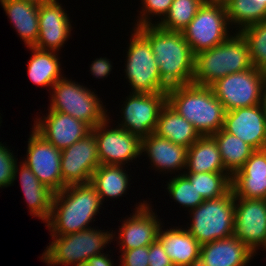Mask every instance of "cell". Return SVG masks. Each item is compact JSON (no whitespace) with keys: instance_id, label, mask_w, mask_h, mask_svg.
<instances>
[{"instance_id":"13","label":"cell","mask_w":266,"mask_h":266,"mask_svg":"<svg viewBox=\"0 0 266 266\" xmlns=\"http://www.w3.org/2000/svg\"><path fill=\"white\" fill-rule=\"evenodd\" d=\"M28 138L27 155L22 160L36 175L39 181L53 192L63 189L61 174V150L45 140L34 129Z\"/></svg>"},{"instance_id":"12","label":"cell","mask_w":266,"mask_h":266,"mask_svg":"<svg viewBox=\"0 0 266 266\" xmlns=\"http://www.w3.org/2000/svg\"><path fill=\"white\" fill-rule=\"evenodd\" d=\"M110 120L108 117L91 129L95 136L100 164L125 166L141 156V140L123 128L109 126Z\"/></svg>"},{"instance_id":"6","label":"cell","mask_w":266,"mask_h":266,"mask_svg":"<svg viewBox=\"0 0 266 266\" xmlns=\"http://www.w3.org/2000/svg\"><path fill=\"white\" fill-rule=\"evenodd\" d=\"M48 111H57L73 116L86 123L91 129L104 122L108 110L97 94L78 82L59 79L51 88Z\"/></svg>"},{"instance_id":"28","label":"cell","mask_w":266,"mask_h":266,"mask_svg":"<svg viewBox=\"0 0 266 266\" xmlns=\"http://www.w3.org/2000/svg\"><path fill=\"white\" fill-rule=\"evenodd\" d=\"M32 52L27 63V74L29 79L38 87L52 86L64 76L58 53L54 51L41 50L34 46L27 47Z\"/></svg>"},{"instance_id":"45","label":"cell","mask_w":266,"mask_h":266,"mask_svg":"<svg viewBox=\"0 0 266 266\" xmlns=\"http://www.w3.org/2000/svg\"><path fill=\"white\" fill-rule=\"evenodd\" d=\"M264 250H266V243L264 244V246L262 247Z\"/></svg>"},{"instance_id":"24","label":"cell","mask_w":266,"mask_h":266,"mask_svg":"<svg viewBox=\"0 0 266 266\" xmlns=\"http://www.w3.org/2000/svg\"><path fill=\"white\" fill-rule=\"evenodd\" d=\"M158 231L157 240L174 266H197L200 254L199 242L187 231V228L174 227Z\"/></svg>"},{"instance_id":"44","label":"cell","mask_w":266,"mask_h":266,"mask_svg":"<svg viewBox=\"0 0 266 266\" xmlns=\"http://www.w3.org/2000/svg\"><path fill=\"white\" fill-rule=\"evenodd\" d=\"M217 2H220V3H224L226 0H215Z\"/></svg>"},{"instance_id":"30","label":"cell","mask_w":266,"mask_h":266,"mask_svg":"<svg viewBox=\"0 0 266 266\" xmlns=\"http://www.w3.org/2000/svg\"><path fill=\"white\" fill-rule=\"evenodd\" d=\"M217 142L224 169L233 176L255 151L237 136L226 132L223 128L212 135Z\"/></svg>"},{"instance_id":"23","label":"cell","mask_w":266,"mask_h":266,"mask_svg":"<svg viewBox=\"0 0 266 266\" xmlns=\"http://www.w3.org/2000/svg\"><path fill=\"white\" fill-rule=\"evenodd\" d=\"M17 176L20 178V186L23 190L30 215L38 217L43 223H46L51 214L55 192L42 184L31 169L22 162L15 166L13 183Z\"/></svg>"},{"instance_id":"29","label":"cell","mask_w":266,"mask_h":266,"mask_svg":"<svg viewBox=\"0 0 266 266\" xmlns=\"http://www.w3.org/2000/svg\"><path fill=\"white\" fill-rule=\"evenodd\" d=\"M123 165H100L92 174L90 184L100 196L101 202L105 198H119L127 193L130 180Z\"/></svg>"},{"instance_id":"34","label":"cell","mask_w":266,"mask_h":266,"mask_svg":"<svg viewBox=\"0 0 266 266\" xmlns=\"http://www.w3.org/2000/svg\"><path fill=\"white\" fill-rule=\"evenodd\" d=\"M247 42L252 66L266 71V20L239 32Z\"/></svg>"},{"instance_id":"8","label":"cell","mask_w":266,"mask_h":266,"mask_svg":"<svg viewBox=\"0 0 266 266\" xmlns=\"http://www.w3.org/2000/svg\"><path fill=\"white\" fill-rule=\"evenodd\" d=\"M132 30L124 69L131 93L167 92L149 40L136 27Z\"/></svg>"},{"instance_id":"3","label":"cell","mask_w":266,"mask_h":266,"mask_svg":"<svg viewBox=\"0 0 266 266\" xmlns=\"http://www.w3.org/2000/svg\"><path fill=\"white\" fill-rule=\"evenodd\" d=\"M167 103L201 136H212L224 125L225 109L211 87L188 84L167 90Z\"/></svg>"},{"instance_id":"9","label":"cell","mask_w":266,"mask_h":266,"mask_svg":"<svg viewBox=\"0 0 266 266\" xmlns=\"http://www.w3.org/2000/svg\"><path fill=\"white\" fill-rule=\"evenodd\" d=\"M230 27L224 3L205 0L182 33L196 55L226 41Z\"/></svg>"},{"instance_id":"36","label":"cell","mask_w":266,"mask_h":266,"mask_svg":"<svg viewBox=\"0 0 266 266\" xmlns=\"http://www.w3.org/2000/svg\"><path fill=\"white\" fill-rule=\"evenodd\" d=\"M141 8L139 16L136 20L134 27H140L144 25H153V17L162 20L168 13L173 0H141ZM152 17V18H151Z\"/></svg>"},{"instance_id":"18","label":"cell","mask_w":266,"mask_h":266,"mask_svg":"<svg viewBox=\"0 0 266 266\" xmlns=\"http://www.w3.org/2000/svg\"><path fill=\"white\" fill-rule=\"evenodd\" d=\"M35 120L32 129L59 150L68 148L91 131L81 120L57 111H48L46 116L36 117Z\"/></svg>"},{"instance_id":"27","label":"cell","mask_w":266,"mask_h":266,"mask_svg":"<svg viewBox=\"0 0 266 266\" xmlns=\"http://www.w3.org/2000/svg\"><path fill=\"white\" fill-rule=\"evenodd\" d=\"M185 169L183 173L227 172L212 136H201L187 149Z\"/></svg>"},{"instance_id":"15","label":"cell","mask_w":266,"mask_h":266,"mask_svg":"<svg viewBox=\"0 0 266 266\" xmlns=\"http://www.w3.org/2000/svg\"><path fill=\"white\" fill-rule=\"evenodd\" d=\"M234 236L240 239L255 255L264 246L266 243V203L264 199L235 198Z\"/></svg>"},{"instance_id":"32","label":"cell","mask_w":266,"mask_h":266,"mask_svg":"<svg viewBox=\"0 0 266 266\" xmlns=\"http://www.w3.org/2000/svg\"><path fill=\"white\" fill-rule=\"evenodd\" d=\"M204 200L217 199L231 189V175L228 172L183 173Z\"/></svg>"},{"instance_id":"40","label":"cell","mask_w":266,"mask_h":266,"mask_svg":"<svg viewBox=\"0 0 266 266\" xmlns=\"http://www.w3.org/2000/svg\"><path fill=\"white\" fill-rule=\"evenodd\" d=\"M111 64L112 62L108 58H96L94 61H92L90 66V74L98 79L105 78L110 75V72L112 71Z\"/></svg>"},{"instance_id":"17","label":"cell","mask_w":266,"mask_h":266,"mask_svg":"<svg viewBox=\"0 0 266 266\" xmlns=\"http://www.w3.org/2000/svg\"><path fill=\"white\" fill-rule=\"evenodd\" d=\"M223 129L254 150L266 149V114L260 104L225 112Z\"/></svg>"},{"instance_id":"37","label":"cell","mask_w":266,"mask_h":266,"mask_svg":"<svg viewBox=\"0 0 266 266\" xmlns=\"http://www.w3.org/2000/svg\"><path fill=\"white\" fill-rule=\"evenodd\" d=\"M9 146L0 142V188L13 185L14 169L18 161ZM12 151V152H11Z\"/></svg>"},{"instance_id":"14","label":"cell","mask_w":266,"mask_h":266,"mask_svg":"<svg viewBox=\"0 0 266 266\" xmlns=\"http://www.w3.org/2000/svg\"><path fill=\"white\" fill-rule=\"evenodd\" d=\"M63 189L67 185L90 183L93 172L101 165L92 131L78 142L61 150Z\"/></svg>"},{"instance_id":"7","label":"cell","mask_w":266,"mask_h":266,"mask_svg":"<svg viewBox=\"0 0 266 266\" xmlns=\"http://www.w3.org/2000/svg\"><path fill=\"white\" fill-rule=\"evenodd\" d=\"M187 231L200 245L234 235L235 195L232 189L217 199L204 200L189 211Z\"/></svg>"},{"instance_id":"10","label":"cell","mask_w":266,"mask_h":266,"mask_svg":"<svg viewBox=\"0 0 266 266\" xmlns=\"http://www.w3.org/2000/svg\"><path fill=\"white\" fill-rule=\"evenodd\" d=\"M264 71L251 67L229 74L210 87L226 112L260 104Z\"/></svg>"},{"instance_id":"43","label":"cell","mask_w":266,"mask_h":266,"mask_svg":"<svg viewBox=\"0 0 266 266\" xmlns=\"http://www.w3.org/2000/svg\"><path fill=\"white\" fill-rule=\"evenodd\" d=\"M25 1L35 3L36 5H42V4L51 2L53 0H25Z\"/></svg>"},{"instance_id":"33","label":"cell","mask_w":266,"mask_h":266,"mask_svg":"<svg viewBox=\"0 0 266 266\" xmlns=\"http://www.w3.org/2000/svg\"><path fill=\"white\" fill-rule=\"evenodd\" d=\"M205 0H173L168 13L154 24L168 31L182 32Z\"/></svg>"},{"instance_id":"20","label":"cell","mask_w":266,"mask_h":266,"mask_svg":"<svg viewBox=\"0 0 266 266\" xmlns=\"http://www.w3.org/2000/svg\"><path fill=\"white\" fill-rule=\"evenodd\" d=\"M235 198L264 199L266 196V149L255 150L231 177Z\"/></svg>"},{"instance_id":"25","label":"cell","mask_w":266,"mask_h":266,"mask_svg":"<svg viewBox=\"0 0 266 266\" xmlns=\"http://www.w3.org/2000/svg\"><path fill=\"white\" fill-rule=\"evenodd\" d=\"M0 3L25 45L34 46L39 35V5L25 0H0Z\"/></svg>"},{"instance_id":"16","label":"cell","mask_w":266,"mask_h":266,"mask_svg":"<svg viewBox=\"0 0 266 266\" xmlns=\"http://www.w3.org/2000/svg\"><path fill=\"white\" fill-rule=\"evenodd\" d=\"M136 203L135 212L122 221L119 226L118 237L112 233V239H118L119 250H130L138 247L149 246L158 237V231L162 225L157 213L152 210V205L147 201Z\"/></svg>"},{"instance_id":"4","label":"cell","mask_w":266,"mask_h":266,"mask_svg":"<svg viewBox=\"0 0 266 266\" xmlns=\"http://www.w3.org/2000/svg\"><path fill=\"white\" fill-rule=\"evenodd\" d=\"M251 67L247 42L239 32H235L221 44L195 55L192 83L210 87L229 74Z\"/></svg>"},{"instance_id":"2","label":"cell","mask_w":266,"mask_h":266,"mask_svg":"<svg viewBox=\"0 0 266 266\" xmlns=\"http://www.w3.org/2000/svg\"><path fill=\"white\" fill-rule=\"evenodd\" d=\"M101 205L100 196L90 183L67 185L54 194L46 226L51 235L58 236L92 228L89 224L95 221Z\"/></svg>"},{"instance_id":"38","label":"cell","mask_w":266,"mask_h":266,"mask_svg":"<svg viewBox=\"0 0 266 266\" xmlns=\"http://www.w3.org/2000/svg\"><path fill=\"white\" fill-rule=\"evenodd\" d=\"M119 252H121L119 266H149V246L120 250Z\"/></svg>"},{"instance_id":"11","label":"cell","mask_w":266,"mask_h":266,"mask_svg":"<svg viewBox=\"0 0 266 266\" xmlns=\"http://www.w3.org/2000/svg\"><path fill=\"white\" fill-rule=\"evenodd\" d=\"M129 93L124 104L121 105L122 121L117 122L118 127L141 140L155 133L159 114L167 102V94L166 92Z\"/></svg>"},{"instance_id":"26","label":"cell","mask_w":266,"mask_h":266,"mask_svg":"<svg viewBox=\"0 0 266 266\" xmlns=\"http://www.w3.org/2000/svg\"><path fill=\"white\" fill-rule=\"evenodd\" d=\"M155 133L187 149L201 137L195 127L167 102L159 114Z\"/></svg>"},{"instance_id":"41","label":"cell","mask_w":266,"mask_h":266,"mask_svg":"<svg viewBox=\"0 0 266 266\" xmlns=\"http://www.w3.org/2000/svg\"><path fill=\"white\" fill-rule=\"evenodd\" d=\"M108 256V254L103 253L100 255L92 256L87 260V266H114V261Z\"/></svg>"},{"instance_id":"39","label":"cell","mask_w":266,"mask_h":266,"mask_svg":"<svg viewBox=\"0 0 266 266\" xmlns=\"http://www.w3.org/2000/svg\"><path fill=\"white\" fill-rule=\"evenodd\" d=\"M148 261L149 266H174L158 240L149 245Z\"/></svg>"},{"instance_id":"5","label":"cell","mask_w":266,"mask_h":266,"mask_svg":"<svg viewBox=\"0 0 266 266\" xmlns=\"http://www.w3.org/2000/svg\"><path fill=\"white\" fill-rule=\"evenodd\" d=\"M110 231L89 228L69 235H50L52 242L44 250L41 261L49 266L84 265L92 256L103 254L107 244L114 241L113 230Z\"/></svg>"},{"instance_id":"35","label":"cell","mask_w":266,"mask_h":266,"mask_svg":"<svg viewBox=\"0 0 266 266\" xmlns=\"http://www.w3.org/2000/svg\"><path fill=\"white\" fill-rule=\"evenodd\" d=\"M166 185L172 199L182 205L183 208H189L188 211L196 208L204 201L194 184L184 174H175Z\"/></svg>"},{"instance_id":"21","label":"cell","mask_w":266,"mask_h":266,"mask_svg":"<svg viewBox=\"0 0 266 266\" xmlns=\"http://www.w3.org/2000/svg\"><path fill=\"white\" fill-rule=\"evenodd\" d=\"M141 155H148V159L155 171L174 174L185 170L187 159V148L175 144L166 138L151 133L149 136L141 139ZM179 170V171H178ZM176 171V172H175Z\"/></svg>"},{"instance_id":"22","label":"cell","mask_w":266,"mask_h":266,"mask_svg":"<svg viewBox=\"0 0 266 266\" xmlns=\"http://www.w3.org/2000/svg\"><path fill=\"white\" fill-rule=\"evenodd\" d=\"M255 254L234 235L200 246L197 266H247Z\"/></svg>"},{"instance_id":"1","label":"cell","mask_w":266,"mask_h":266,"mask_svg":"<svg viewBox=\"0 0 266 266\" xmlns=\"http://www.w3.org/2000/svg\"><path fill=\"white\" fill-rule=\"evenodd\" d=\"M136 28L151 44L162 82L168 88L192 84L195 55L183 33L156 24Z\"/></svg>"},{"instance_id":"31","label":"cell","mask_w":266,"mask_h":266,"mask_svg":"<svg viewBox=\"0 0 266 266\" xmlns=\"http://www.w3.org/2000/svg\"><path fill=\"white\" fill-rule=\"evenodd\" d=\"M224 5L229 24L237 28L235 32L266 20V2L262 0H226Z\"/></svg>"},{"instance_id":"19","label":"cell","mask_w":266,"mask_h":266,"mask_svg":"<svg viewBox=\"0 0 266 266\" xmlns=\"http://www.w3.org/2000/svg\"><path fill=\"white\" fill-rule=\"evenodd\" d=\"M39 35L34 47L58 52L70 38V18L57 0L39 5Z\"/></svg>"},{"instance_id":"42","label":"cell","mask_w":266,"mask_h":266,"mask_svg":"<svg viewBox=\"0 0 266 266\" xmlns=\"http://www.w3.org/2000/svg\"><path fill=\"white\" fill-rule=\"evenodd\" d=\"M260 105L266 114V71H264Z\"/></svg>"}]
</instances>
